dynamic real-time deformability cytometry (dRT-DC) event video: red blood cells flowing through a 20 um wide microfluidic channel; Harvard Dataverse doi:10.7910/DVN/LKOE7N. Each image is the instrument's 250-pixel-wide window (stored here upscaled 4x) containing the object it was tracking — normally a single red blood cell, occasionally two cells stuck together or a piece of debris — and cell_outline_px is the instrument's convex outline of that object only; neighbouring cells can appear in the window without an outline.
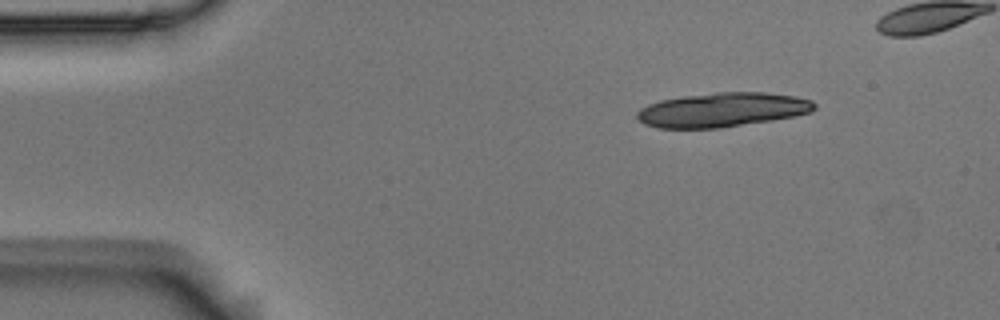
{"species": "Egyptian fruit bat (a non-hibernating species)", "species_latin": "Rousettus aegyptiacus", "temperature_condition": "room temperature", "stored_images_in_passage": 9, "camera_frame_rate_fps": 3000, "um_per_image_px": 0.085, "animal": {"sex": "male"}, "frame": {"image": 1, "passage_image": 1, "time_ms": 0.0, "image_size_px": [1000, 320], "cell_outline_px": [[816, 108], [812, 112], [772, 120], [720, 128], [656, 128], [644, 124], [636, 116], [636, 112], [640, 108], [648, 104], [660, 100], [684, 96], [716, 92], [764, 92], [796, 96], [812, 100], [816, 104]], "centroid_in_image_um": [61.39, 9.33], "position_along_channel_um": 23.6, "area_um2": 35.55}}
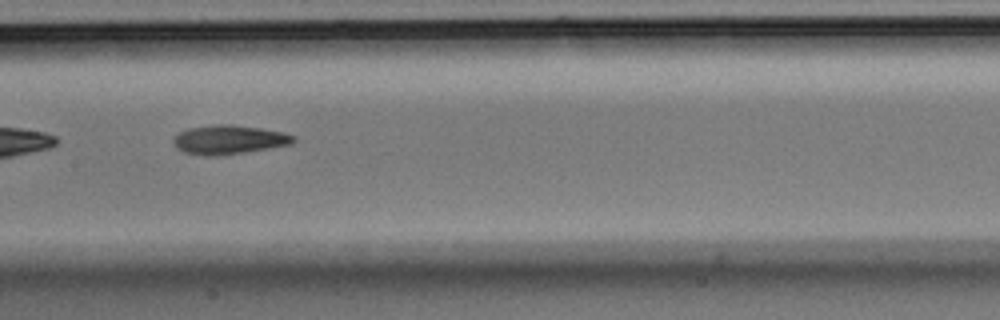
{"frame": {"image": 2, "passage_image": 6, "time_ms": 1.667, "image_size_px": [1000, 320], "cell_outline_px": [[296, 140], [292, 144], [244, 152], [216, 156], [204, 156], [184, 152], [176, 148], [172, 140], [180, 132], [188, 128], [216, 124], [232, 124], [260, 128], [284, 132], [296, 136]], "centroid_in_image_um": [19.47, 11.87], "position_along_channel_um": 187.9, "area_um2": 20.35}}
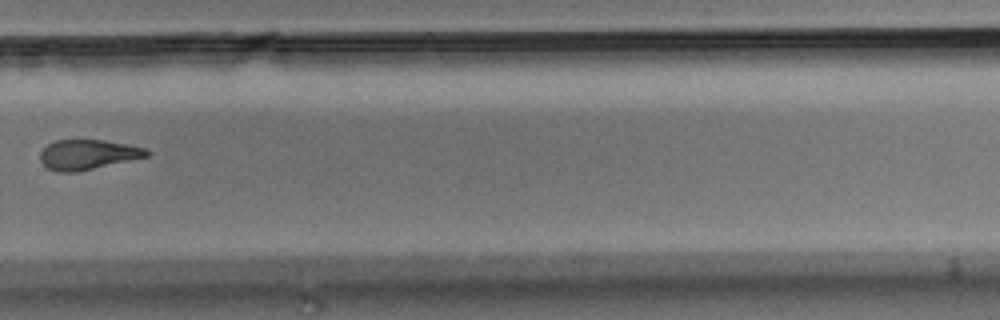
{"frame": {"image": 3, "passage_image": 9, "time_ms": 2.667, "image_size_px": [1000, 320], "cell_outline_px": [[152, 152], [148, 156], [76, 172], [60, 172], [48, 168], [40, 160], [40, 152], [48, 144], [56, 140], [104, 140], [144, 148]], "centroid_in_image_um": [7.45, 13.13], "position_along_channel_um": 322.4, "area_um2": 18.26}}